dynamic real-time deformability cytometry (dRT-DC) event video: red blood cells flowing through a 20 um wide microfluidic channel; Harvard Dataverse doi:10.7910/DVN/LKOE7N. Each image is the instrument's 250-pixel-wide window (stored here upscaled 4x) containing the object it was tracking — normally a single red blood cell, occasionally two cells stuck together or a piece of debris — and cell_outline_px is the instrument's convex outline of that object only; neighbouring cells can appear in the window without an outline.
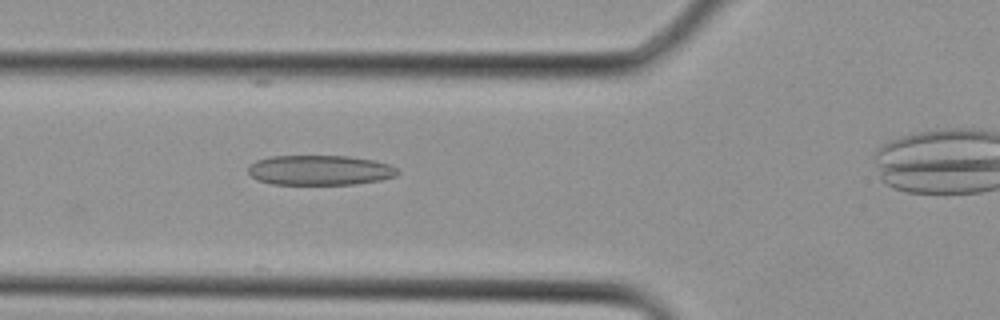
{"species": "Egyptian fruit bat (a non-hibernating species)", "species_latin": "Rousettus aegyptiacus", "temperature_condition": "cold", "stored_images_in_passage": 4, "camera_frame_rate_fps": 3000, "um_per_image_px": 0.085, "animal": {"sex": "female"}, "frame": {"image": 1, "passage_image": 3, "time_ms": 0.667, "image_size_px": [1000, 320], "cell_outline_px": [[400, 172], [396, 176], [380, 180], [352, 184], [272, 184], [260, 180], [252, 176], [248, 172], [248, 164], [256, 160], [272, 156], [348, 156], [372, 160], [388, 164], [396, 168]], "centroid_in_image_um": [27.17, 14.46], "position_along_channel_um": 98.6, "area_um2": 25.95}}